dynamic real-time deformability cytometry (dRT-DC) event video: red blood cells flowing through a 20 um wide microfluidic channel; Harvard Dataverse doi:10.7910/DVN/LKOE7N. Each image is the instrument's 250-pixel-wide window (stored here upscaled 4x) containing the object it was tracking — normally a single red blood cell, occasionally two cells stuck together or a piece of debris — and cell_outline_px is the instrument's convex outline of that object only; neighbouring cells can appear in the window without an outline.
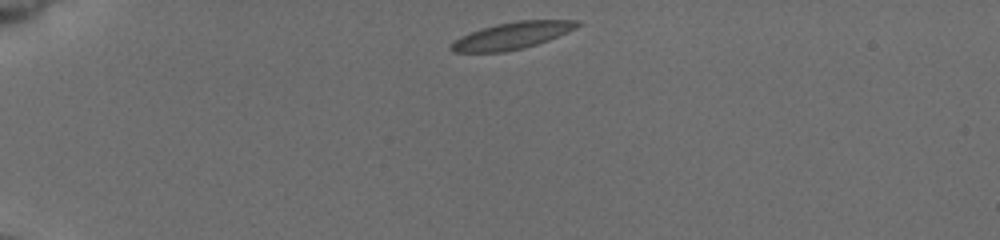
{"species": "common noctule bat (a hibernating species)", "species_latin": "Nyctalus noctula", "temperature_condition": "cold", "stored_images_in_passage": 42, "camera_frame_rate_fps": 3000, "um_per_image_px": 0.085, "animal": {"sex": "female", "body_mass_g": 19.5, "forearm_length_mm": 54.1}, "frame": {"image": 1, "passage_image": 1, "time_ms": 0.0, "image_size_px": [1000, 240], "cell_outline_px": [[584, 24], [576, 28], [548, 40], [536, 44], [504, 52], [452, 52], [448, 48], [460, 36], [480, 28], [496, 24], [516, 20], [580, 20]], "centroid_in_image_um": [43.53, 3.01], "position_along_channel_um": 41.5, "area_um2": 19.77}}
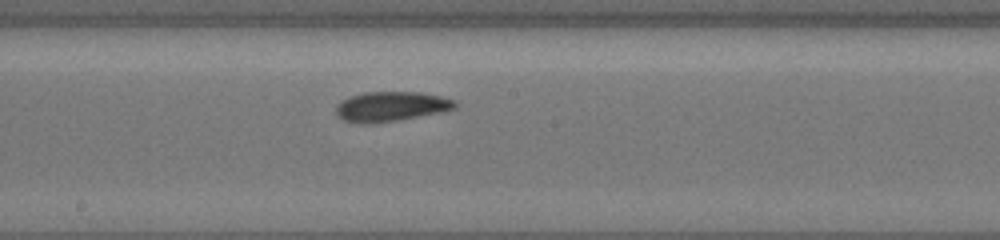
{"frame": {"image": 2, "passage_image": 19, "time_ms": 6.0, "image_size_px": [1000, 240], "cell_outline_px": [[456, 108], [440, 112], [396, 120], [372, 124], [364, 124], [344, 120], [336, 116], [336, 104], [352, 96], [364, 92], [420, 92], [440, 96], [456, 100]], "centroid_in_image_um": [33.22, 9.05], "position_along_channel_um": 215.0, "area_um2": 20.52}}
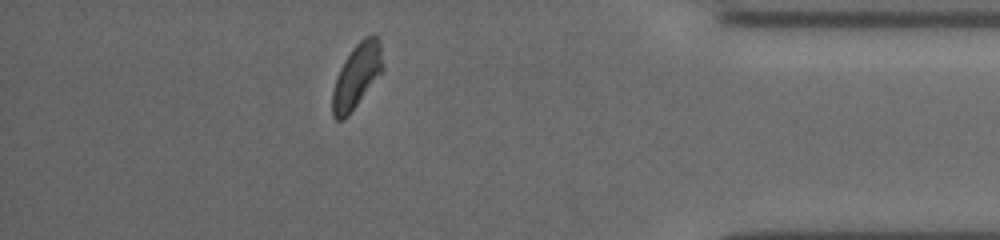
{"frame": {"image": 3, "passage_image": 36, "time_ms": 11.667, "image_size_px": [1000, 240], "cell_outline_px": [[384, 68], [348, 116], [344, 120], [336, 120], [332, 116], [332, 92], [340, 68], [344, 60], [352, 48], [364, 36], [376, 36], [380, 40]], "centroid_in_image_um": [30.31, 6.45], "position_along_channel_um": 404.9, "area_um2": 18.67}, "authors_computed_cell_mechanics": {"area_um2": 19.5653, "velocity_mm_per_s": 3.8352, "shape_relaxation_time_tau1_ms": 5.8591, "shape_relaxation_time_tau2_ms": 3.3334, "deformation_change_tau1": 0.1029, "deformation_change_tau2": 0.0685}}